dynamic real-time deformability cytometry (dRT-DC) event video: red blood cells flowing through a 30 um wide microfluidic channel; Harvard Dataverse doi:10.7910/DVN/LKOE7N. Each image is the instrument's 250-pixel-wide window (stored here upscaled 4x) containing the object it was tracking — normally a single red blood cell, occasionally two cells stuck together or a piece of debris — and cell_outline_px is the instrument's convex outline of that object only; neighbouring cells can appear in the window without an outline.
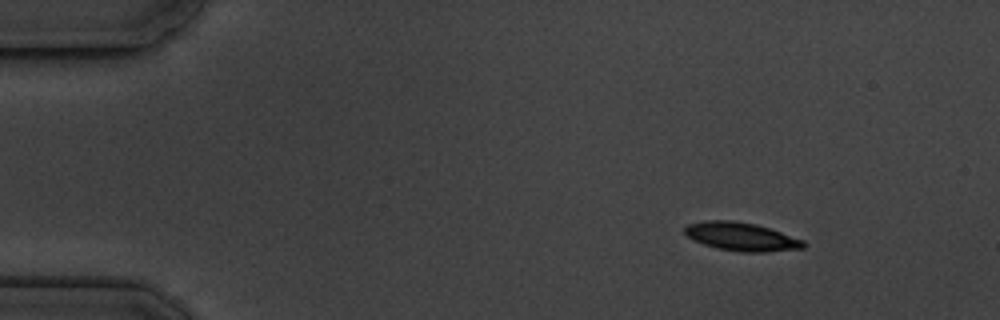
{"species": "common noctule bat (a hibernating species)", "species_latin": "Nyctalus noctula", "temperature_condition": "cold", "stored_images_in_passage": 7, "camera_frame_rate_fps": 3000, "um_per_image_px": 0.085, "animal": {"sex": "male", "body_mass_g": 19.5, "forearm_length_mm": 54.6}, "frame": {"image": 1, "passage_image": 2, "time_ms": 1.333, "image_size_px": [1000, 320], "cell_outline_px": [[804, 248], [764, 252], [740, 252], [716, 248], [692, 240], [684, 232], [684, 228], [688, 224], [704, 220], [732, 220], [756, 224], [804, 240]], "centroid_in_image_um": [62.97, 20.11], "position_along_channel_um": 22.0, "area_um2": 19.59}}
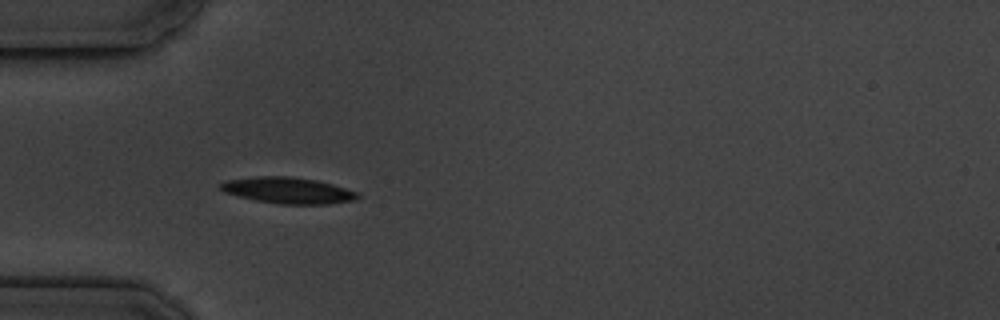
{"frame": {"image": 2, "passage_image": 5, "time_ms": 4.667, "image_size_px": [1000, 320], "cell_outline_px": [[360, 196], [356, 200], [328, 204], [280, 204], [256, 200], [224, 192], [220, 188], [220, 184], [228, 180], [256, 176], [292, 176], [316, 180], [332, 184], [360, 192]], "centroid_in_image_um": [24.54, 16.18], "position_along_channel_um": 60.5, "area_um2": 20.92}}
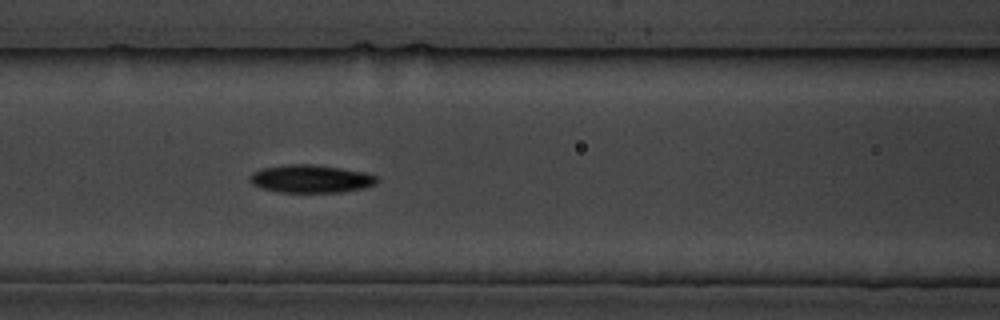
{"frame": {"image": 3, "passage_image": 7, "time_ms": 7.0, "image_size_px": [1000, 320], "cell_outline_px": [[380, 180], [376, 184], [364, 188], [344, 192], [276, 192], [260, 188], [252, 184], [248, 180], [248, 176], [252, 172], [264, 168], [288, 164], [316, 164], [364, 172], [376, 176]], "centroid_in_image_um": [26.41, 15.2], "position_along_channel_um": 140.2, "area_um2": 20.92}}